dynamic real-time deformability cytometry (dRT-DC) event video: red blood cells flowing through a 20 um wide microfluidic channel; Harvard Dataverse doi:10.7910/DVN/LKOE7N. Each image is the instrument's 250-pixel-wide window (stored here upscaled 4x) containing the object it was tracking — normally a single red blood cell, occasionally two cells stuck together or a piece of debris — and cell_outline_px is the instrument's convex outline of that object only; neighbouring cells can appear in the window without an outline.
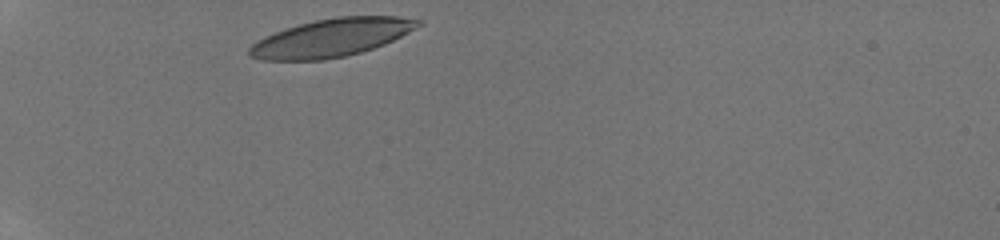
{"species": "human", "species_latin": "Homo sapiens", "temperature_condition": "room temperature", "stored_images_in_passage": 13, "camera_frame_rate_fps": 3000, "um_per_image_px": 0.085, "donor": {"sex": "male"}, "frame": {"image": 1, "passage_image": 1, "time_ms": 0.0, "image_size_px": [1000, 240], "cell_outline_px": [[424, 24], [384, 44], [360, 52], [344, 56], [324, 60], [260, 60], [248, 56], [248, 48], [256, 40], [264, 36], [300, 24], [316, 20], [336, 16], [396, 16], [424, 20]], "centroid_in_image_um": [28.16, 3.2], "position_along_channel_um": 56.8, "area_um2": 37.28}}
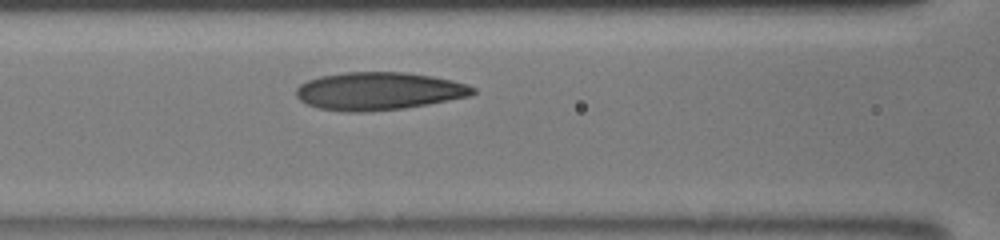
{"frame": {"image": 2, "passage_image": 9, "time_ms": 2.667, "image_size_px": [1000, 240], "cell_outline_px": [[476, 92], [472, 96], [428, 104], [404, 108], [364, 112], [344, 112], [316, 108], [300, 100], [296, 96], [296, 88], [300, 84], [308, 80], [320, 76], [344, 72], [404, 72], [432, 76], [452, 80], [468, 84], [476, 88]], "centroid_in_image_um": [32.2, 7.74], "position_along_channel_um": 134.4, "area_um2": 39.25}}
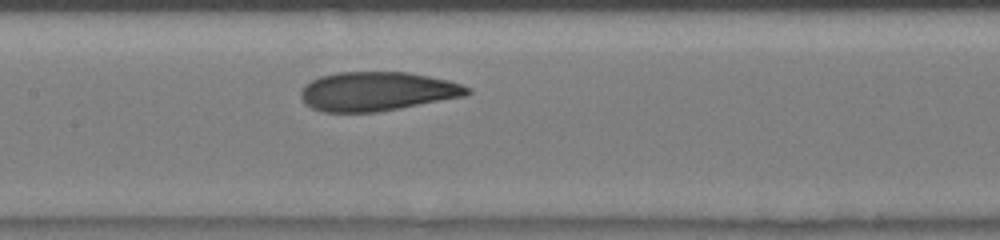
{"frame": {"image": 3, "passage_image": 13, "time_ms": 3.667, "image_size_px": [1000, 240], "cell_outline_px": [[472, 92], [464, 96], [376, 112], [324, 112], [312, 108], [304, 104], [300, 96], [300, 92], [304, 84], [320, 76], [336, 72], [408, 72], [448, 80], [472, 88]], "centroid_in_image_um": [32.01, 7.76], "position_along_channel_um": 175.4, "area_um2": 37.86}}